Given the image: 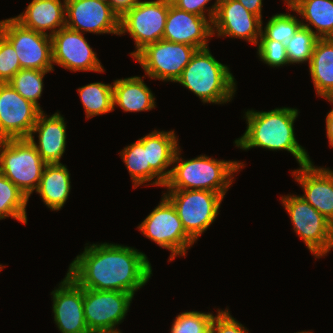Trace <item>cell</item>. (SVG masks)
Returning <instances> with one entry per match:
<instances>
[{"mask_svg": "<svg viewBox=\"0 0 333 333\" xmlns=\"http://www.w3.org/2000/svg\"><path fill=\"white\" fill-rule=\"evenodd\" d=\"M325 99L333 104V97ZM326 136L328 138L329 146L333 148V108L326 115Z\"/></svg>", "mask_w": 333, "mask_h": 333, "instance_id": "obj_40", "label": "cell"}, {"mask_svg": "<svg viewBox=\"0 0 333 333\" xmlns=\"http://www.w3.org/2000/svg\"><path fill=\"white\" fill-rule=\"evenodd\" d=\"M217 315L214 316L210 333H249V330L237 321L228 308L225 310L218 309Z\"/></svg>", "mask_w": 333, "mask_h": 333, "instance_id": "obj_36", "label": "cell"}, {"mask_svg": "<svg viewBox=\"0 0 333 333\" xmlns=\"http://www.w3.org/2000/svg\"><path fill=\"white\" fill-rule=\"evenodd\" d=\"M160 203L137 226V229L159 247L171 253L169 262L176 257L186 256L195 241L186 233L171 201L162 194Z\"/></svg>", "mask_w": 333, "mask_h": 333, "instance_id": "obj_7", "label": "cell"}, {"mask_svg": "<svg viewBox=\"0 0 333 333\" xmlns=\"http://www.w3.org/2000/svg\"><path fill=\"white\" fill-rule=\"evenodd\" d=\"M213 313L185 311L176 316L170 333H210Z\"/></svg>", "mask_w": 333, "mask_h": 333, "instance_id": "obj_33", "label": "cell"}, {"mask_svg": "<svg viewBox=\"0 0 333 333\" xmlns=\"http://www.w3.org/2000/svg\"><path fill=\"white\" fill-rule=\"evenodd\" d=\"M4 268H5V266H4V265L2 266V264H0V272H1V270L4 269Z\"/></svg>", "mask_w": 333, "mask_h": 333, "instance_id": "obj_45", "label": "cell"}, {"mask_svg": "<svg viewBox=\"0 0 333 333\" xmlns=\"http://www.w3.org/2000/svg\"><path fill=\"white\" fill-rule=\"evenodd\" d=\"M237 1L240 2L249 12L263 19L262 17L263 0H237Z\"/></svg>", "mask_w": 333, "mask_h": 333, "instance_id": "obj_39", "label": "cell"}, {"mask_svg": "<svg viewBox=\"0 0 333 333\" xmlns=\"http://www.w3.org/2000/svg\"><path fill=\"white\" fill-rule=\"evenodd\" d=\"M280 200L290 217L294 232L315 259L326 256L333 249V224L300 195L288 194Z\"/></svg>", "mask_w": 333, "mask_h": 333, "instance_id": "obj_6", "label": "cell"}, {"mask_svg": "<svg viewBox=\"0 0 333 333\" xmlns=\"http://www.w3.org/2000/svg\"><path fill=\"white\" fill-rule=\"evenodd\" d=\"M119 155L130 174L133 189L145 183L158 187L165 185V182L150 168L147 156V134L124 147Z\"/></svg>", "mask_w": 333, "mask_h": 333, "instance_id": "obj_27", "label": "cell"}, {"mask_svg": "<svg viewBox=\"0 0 333 333\" xmlns=\"http://www.w3.org/2000/svg\"><path fill=\"white\" fill-rule=\"evenodd\" d=\"M297 0H284L287 7H291Z\"/></svg>", "mask_w": 333, "mask_h": 333, "instance_id": "obj_42", "label": "cell"}, {"mask_svg": "<svg viewBox=\"0 0 333 333\" xmlns=\"http://www.w3.org/2000/svg\"><path fill=\"white\" fill-rule=\"evenodd\" d=\"M169 5L160 0H144L120 17L119 36L128 33L135 41L134 57L146 45L162 40Z\"/></svg>", "mask_w": 333, "mask_h": 333, "instance_id": "obj_10", "label": "cell"}, {"mask_svg": "<svg viewBox=\"0 0 333 333\" xmlns=\"http://www.w3.org/2000/svg\"><path fill=\"white\" fill-rule=\"evenodd\" d=\"M65 27L81 33L119 35L120 17L104 0H66Z\"/></svg>", "mask_w": 333, "mask_h": 333, "instance_id": "obj_13", "label": "cell"}, {"mask_svg": "<svg viewBox=\"0 0 333 333\" xmlns=\"http://www.w3.org/2000/svg\"><path fill=\"white\" fill-rule=\"evenodd\" d=\"M145 76H132L113 81V105L124 112L149 111L156 107L155 95L144 83Z\"/></svg>", "mask_w": 333, "mask_h": 333, "instance_id": "obj_22", "label": "cell"}, {"mask_svg": "<svg viewBox=\"0 0 333 333\" xmlns=\"http://www.w3.org/2000/svg\"><path fill=\"white\" fill-rule=\"evenodd\" d=\"M50 295L54 323L61 333H90L84 318L82 287L66 273Z\"/></svg>", "mask_w": 333, "mask_h": 333, "instance_id": "obj_17", "label": "cell"}, {"mask_svg": "<svg viewBox=\"0 0 333 333\" xmlns=\"http://www.w3.org/2000/svg\"><path fill=\"white\" fill-rule=\"evenodd\" d=\"M296 333H312L311 331H300V332H296Z\"/></svg>", "mask_w": 333, "mask_h": 333, "instance_id": "obj_44", "label": "cell"}, {"mask_svg": "<svg viewBox=\"0 0 333 333\" xmlns=\"http://www.w3.org/2000/svg\"><path fill=\"white\" fill-rule=\"evenodd\" d=\"M52 71L35 69H21L9 81L10 86L16 90L24 99L35 104L41 111L39 99L42 96L45 75Z\"/></svg>", "mask_w": 333, "mask_h": 333, "instance_id": "obj_30", "label": "cell"}, {"mask_svg": "<svg viewBox=\"0 0 333 333\" xmlns=\"http://www.w3.org/2000/svg\"><path fill=\"white\" fill-rule=\"evenodd\" d=\"M287 9L300 15L302 26L318 38H333V0H297Z\"/></svg>", "mask_w": 333, "mask_h": 333, "instance_id": "obj_26", "label": "cell"}, {"mask_svg": "<svg viewBox=\"0 0 333 333\" xmlns=\"http://www.w3.org/2000/svg\"><path fill=\"white\" fill-rule=\"evenodd\" d=\"M177 149L169 179L164 187L167 190H208L225 197L236 174L244 168L243 162L218 160L206 155L185 160Z\"/></svg>", "mask_w": 333, "mask_h": 333, "instance_id": "obj_3", "label": "cell"}, {"mask_svg": "<svg viewBox=\"0 0 333 333\" xmlns=\"http://www.w3.org/2000/svg\"><path fill=\"white\" fill-rule=\"evenodd\" d=\"M210 1L211 0H178L174 6L186 12L206 17L212 23L220 0H215L211 7H207L206 5H208Z\"/></svg>", "mask_w": 333, "mask_h": 333, "instance_id": "obj_37", "label": "cell"}, {"mask_svg": "<svg viewBox=\"0 0 333 333\" xmlns=\"http://www.w3.org/2000/svg\"><path fill=\"white\" fill-rule=\"evenodd\" d=\"M133 298L128 292L83 288L84 318L89 332L119 330L117 327L124 321Z\"/></svg>", "mask_w": 333, "mask_h": 333, "instance_id": "obj_12", "label": "cell"}, {"mask_svg": "<svg viewBox=\"0 0 333 333\" xmlns=\"http://www.w3.org/2000/svg\"><path fill=\"white\" fill-rule=\"evenodd\" d=\"M66 123L60 112L51 116L42 111L31 131L28 139L46 164H61L66 149ZM38 134L37 143L35 135Z\"/></svg>", "mask_w": 333, "mask_h": 333, "instance_id": "obj_20", "label": "cell"}, {"mask_svg": "<svg viewBox=\"0 0 333 333\" xmlns=\"http://www.w3.org/2000/svg\"><path fill=\"white\" fill-rule=\"evenodd\" d=\"M174 130H154L147 134V156L150 168L164 181L169 179L174 155L179 148Z\"/></svg>", "mask_w": 333, "mask_h": 333, "instance_id": "obj_25", "label": "cell"}, {"mask_svg": "<svg viewBox=\"0 0 333 333\" xmlns=\"http://www.w3.org/2000/svg\"><path fill=\"white\" fill-rule=\"evenodd\" d=\"M70 173L66 165L47 164L36 189V194L52 211H60L71 191Z\"/></svg>", "mask_w": 333, "mask_h": 333, "instance_id": "obj_23", "label": "cell"}, {"mask_svg": "<svg viewBox=\"0 0 333 333\" xmlns=\"http://www.w3.org/2000/svg\"><path fill=\"white\" fill-rule=\"evenodd\" d=\"M141 0H108L112 9L121 17Z\"/></svg>", "mask_w": 333, "mask_h": 333, "instance_id": "obj_38", "label": "cell"}, {"mask_svg": "<svg viewBox=\"0 0 333 333\" xmlns=\"http://www.w3.org/2000/svg\"><path fill=\"white\" fill-rule=\"evenodd\" d=\"M167 5H175L178 0H160Z\"/></svg>", "mask_w": 333, "mask_h": 333, "instance_id": "obj_41", "label": "cell"}, {"mask_svg": "<svg viewBox=\"0 0 333 333\" xmlns=\"http://www.w3.org/2000/svg\"><path fill=\"white\" fill-rule=\"evenodd\" d=\"M46 165L28 138L0 140V172L28 199L36 191Z\"/></svg>", "mask_w": 333, "mask_h": 333, "instance_id": "obj_5", "label": "cell"}, {"mask_svg": "<svg viewBox=\"0 0 333 333\" xmlns=\"http://www.w3.org/2000/svg\"><path fill=\"white\" fill-rule=\"evenodd\" d=\"M299 113L297 108L290 107L270 111L247 110L243 117L247 123L246 130L234 144L242 150L254 147L270 151L285 150L293 155L299 166L308 164L312 160L295 137L294 122Z\"/></svg>", "mask_w": 333, "mask_h": 333, "instance_id": "obj_2", "label": "cell"}, {"mask_svg": "<svg viewBox=\"0 0 333 333\" xmlns=\"http://www.w3.org/2000/svg\"><path fill=\"white\" fill-rule=\"evenodd\" d=\"M175 83L193 92L204 104L231 102L237 88L230 68L216 60L209 47L196 50Z\"/></svg>", "mask_w": 333, "mask_h": 333, "instance_id": "obj_4", "label": "cell"}, {"mask_svg": "<svg viewBox=\"0 0 333 333\" xmlns=\"http://www.w3.org/2000/svg\"><path fill=\"white\" fill-rule=\"evenodd\" d=\"M318 37L308 28L301 26L286 43L288 59L291 64L307 63L311 60L313 48Z\"/></svg>", "mask_w": 333, "mask_h": 333, "instance_id": "obj_32", "label": "cell"}, {"mask_svg": "<svg viewBox=\"0 0 333 333\" xmlns=\"http://www.w3.org/2000/svg\"><path fill=\"white\" fill-rule=\"evenodd\" d=\"M291 172L304 191L300 196L333 224V170L310 162Z\"/></svg>", "mask_w": 333, "mask_h": 333, "instance_id": "obj_18", "label": "cell"}, {"mask_svg": "<svg viewBox=\"0 0 333 333\" xmlns=\"http://www.w3.org/2000/svg\"><path fill=\"white\" fill-rule=\"evenodd\" d=\"M86 119L114 111L113 85L93 82L77 89Z\"/></svg>", "mask_w": 333, "mask_h": 333, "instance_id": "obj_28", "label": "cell"}, {"mask_svg": "<svg viewBox=\"0 0 333 333\" xmlns=\"http://www.w3.org/2000/svg\"><path fill=\"white\" fill-rule=\"evenodd\" d=\"M212 36V23L206 17L169 5L162 39L202 49L209 47Z\"/></svg>", "mask_w": 333, "mask_h": 333, "instance_id": "obj_19", "label": "cell"}, {"mask_svg": "<svg viewBox=\"0 0 333 333\" xmlns=\"http://www.w3.org/2000/svg\"><path fill=\"white\" fill-rule=\"evenodd\" d=\"M92 333H122L120 330L117 331H104V332H92Z\"/></svg>", "mask_w": 333, "mask_h": 333, "instance_id": "obj_43", "label": "cell"}, {"mask_svg": "<svg viewBox=\"0 0 333 333\" xmlns=\"http://www.w3.org/2000/svg\"><path fill=\"white\" fill-rule=\"evenodd\" d=\"M41 112L8 82L0 83V140L28 138Z\"/></svg>", "mask_w": 333, "mask_h": 333, "instance_id": "obj_15", "label": "cell"}, {"mask_svg": "<svg viewBox=\"0 0 333 333\" xmlns=\"http://www.w3.org/2000/svg\"><path fill=\"white\" fill-rule=\"evenodd\" d=\"M316 94L333 97V38H318L308 64Z\"/></svg>", "mask_w": 333, "mask_h": 333, "instance_id": "obj_24", "label": "cell"}, {"mask_svg": "<svg viewBox=\"0 0 333 333\" xmlns=\"http://www.w3.org/2000/svg\"><path fill=\"white\" fill-rule=\"evenodd\" d=\"M21 69L14 47L0 33V83H7Z\"/></svg>", "mask_w": 333, "mask_h": 333, "instance_id": "obj_35", "label": "cell"}, {"mask_svg": "<svg viewBox=\"0 0 333 333\" xmlns=\"http://www.w3.org/2000/svg\"><path fill=\"white\" fill-rule=\"evenodd\" d=\"M65 2L66 0H32L24 12L13 18L26 28L52 36L65 27Z\"/></svg>", "mask_w": 333, "mask_h": 333, "instance_id": "obj_21", "label": "cell"}, {"mask_svg": "<svg viewBox=\"0 0 333 333\" xmlns=\"http://www.w3.org/2000/svg\"><path fill=\"white\" fill-rule=\"evenodd\" d=\"M263 21L237 0H220L212 22V35L243 39L257 45Z\"/></svg>", "mask_w": 333, "mask_h": 333, "instance_id": "obj_16", "label": "cell"}, {"mask_svg": "<svg viewBox=\"0 0 333 333\" xmlns=\"http://www.w3.org/2000/svg\"><path fill=\"white\" fill-rule=\"evenodd\" d=\"M28 201L25 194L0 172V220L12 217L26 225Z\"/></svg>", "mask_w": 333, "mask_h": 333, "instance_id": "obj_29", "label": "cell"}, {"mask_svg": "<svg viewBox=\"0 0 333 333\" xmlns=\"http://www.w3.org/2000/svg\"><path fill=\"white\" fill-rule=\"evenodd\" d=\"M174 205L186 233L196 242L219 214L224 199L208 190H167L163 193Z\"/></svg>", "mask_w": 333, "mask_h": 333, "instance_id": "obj_8", "label": "cell"}, {"mask_svg": "<svg viewBox=\"0 0 333 333\" xmlns=\"http://www.w3.org/2000/svg\"><path fill=\"white\" fill-rule=\"evenodd\" d=\"M197 48L167 40L146 45L134 57L151 80L176 82Z\"/></svg>", "mask_w": 333, "mask_h": 333, "instance_id": "obj_9", "label": "cell"}, {"mask_svg": "<svg viewBox=\"0 0 333 333\" xmlns=\"http://www.w3.org/2000/svg\"><path fill=\"white\" fill-rule=\"evenodd\" d=\"M0 33L14 47L22 69L54 71L51 36L26 28L13 17L0 21Z\"/></svg>", "mask_w": 333, "mask_h": 333, "instance_id": "obj_11", "label": "cell"}, {"mask_svg": "<svg viewBox=\"0 0 333 333\" xmlns=\"http://www.w3.org/2000/svg\"><path fill=\"white\" fill-rule=\"evenodd\" d=\"M257 55L260 61L270 67H282L289 65L286 44L274 40H259Z\"/></svg>", "mask_w": 333, "mask_h": 333, "instance_id": "obj_34", "label": "cell"}, {"mask_svg": "<svg viewBox=\"0 0 333 333\" xmlns=\"http://www.w3.org/2000/svg\"><path fill=\"white\" fill-rule=\"evenodd\" d=\"M301 26L302 23L296 15L277 13L269 18L265 26L262 27L259 40H274L286 44Z\"/></svg>", "mask_w": 333, "mask_h": 333, "instance_id": "obj_31", "label": "cell"}, {"mask_svg": "<svg viewBox=\"0 0 333 333\" xmlns=\"http://www.w3.org/2000/svg\"><path fill=\"white\" fill-rule=\"evenodd\" d=\"M52 62L72 72H105L84 33L61 28L51 36Z\"/></svg>", "mask_w": 333, "mask_h": 333, "instance_id": "obj_14", "label": "cell"}, {"mask_svg": "<svg viewBox=\"0 0 333 333\" xmlns=\"http://www.w3.org/2000/svg\"><path fill=\"white\" fill-rule=\"evenodd\" d=\"M67 274L82 288L132 294L146 285L152 266L145 253L115 243L85 244Z\"/></svg>", "mask_w": 333, "mask_h": 333, "instance_id": "obj_1", "label": "cell"}]
</instances>
